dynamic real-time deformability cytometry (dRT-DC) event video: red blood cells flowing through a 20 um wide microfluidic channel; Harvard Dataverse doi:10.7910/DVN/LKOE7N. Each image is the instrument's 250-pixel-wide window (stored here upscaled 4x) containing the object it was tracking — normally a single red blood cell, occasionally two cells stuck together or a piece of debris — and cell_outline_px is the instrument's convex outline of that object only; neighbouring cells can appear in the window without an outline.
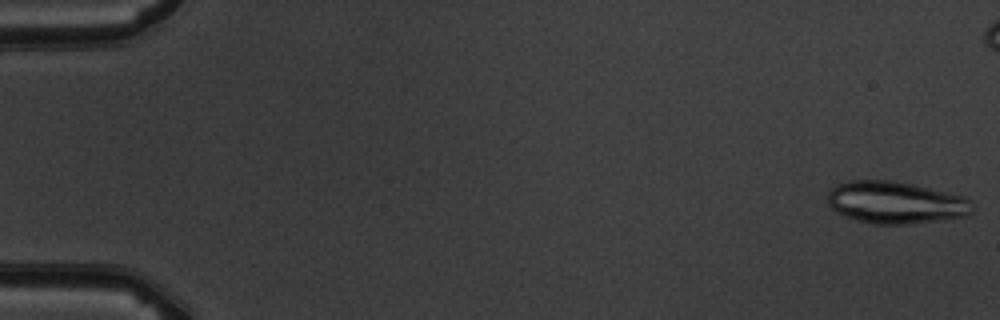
{"species": "common noctule bat (a hibernating species)", "species_latin": "Nyctalus noctula", "temperature_condition": "warm", "stored_images_in_passage": 6, "camera_frame_rate_fps": 3000, "um_per_image_px": 0.085, "animal": {"sex": "male", "body_mass_g": 19.5, "forearm_length_mm": 54.6}, "frame": {"image": 1, "passage_image": 1, "time_ms": 0.0, "image_size_px": [1000, 320], "cell_outline_px": [[972, 212], [968, 216], [912, 224], [872, 224], [836, 212], [828, 204], [828, 192], [832, 188], [848, 180], [892, 180], [912, 184], [964, 196], [968, 200]], "centroid_in_image_um": [76.12, 17.21], "position_along_channel_um": 8.9, "area_um2": 35.32}}